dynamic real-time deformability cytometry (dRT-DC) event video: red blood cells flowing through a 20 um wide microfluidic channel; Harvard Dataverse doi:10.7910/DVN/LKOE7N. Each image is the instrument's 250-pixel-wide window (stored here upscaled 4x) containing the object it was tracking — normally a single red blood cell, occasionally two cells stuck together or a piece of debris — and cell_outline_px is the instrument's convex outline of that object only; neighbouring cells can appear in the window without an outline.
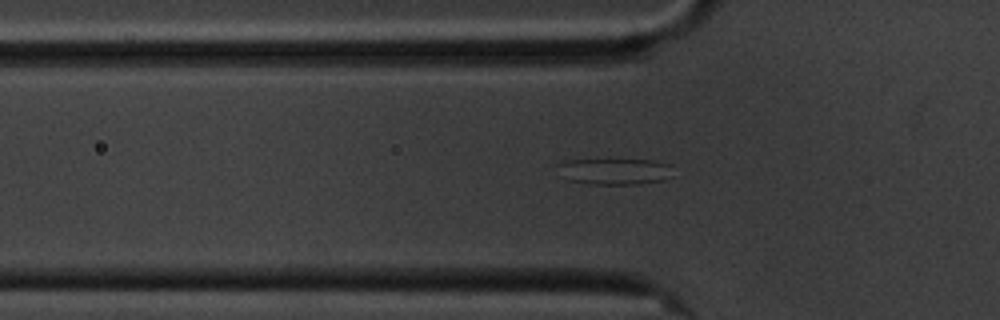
{"species": "common noctule bat (a hibernating species)", "species_latin": "Nyctalus noctula", "temperature_condition": "cold", "stored_images_in_passage": 42, "camera_frame_rate_fps": 3000, "um_per_image_px": 0.085, "animal": {"sex": "male", "body_mass_g": 20.1, "forearm_length_mm": 53.5}, "frame": {"image": 1, "passage_image": 4, "time_ms": 1.0, "image_size_px": [1000, 320], "cell_outline_px": [[672, 176], [664, 180], [636, 184], [588, 184], [568, 180], [556, 164], [568, 160], [608, 156], [652, 160], [672, 164]], "centroid_in_image_um": [52.28, 14.5], "position_along_channel_um": 73.5, "area_um2": 18.79}}
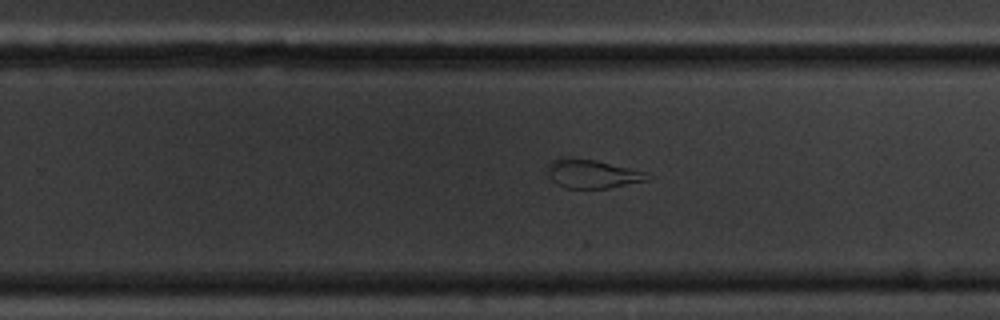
{"frame": {"image": 2, "passage_image": 22, "time_ms": 7.0, "image_size_px": [1000, 320], "cell_outline_px": [[656, 176], [648, 180], [608, 188], [564, 188], [556, 184], [552, 180], [548, 172], [548, 164], [552, 160], [596, 160], [644, 172]], "centroid_in_image_um": [50.41, 14.82], "position_along_channel_um": 279.4, "area_um2": 16.13}}
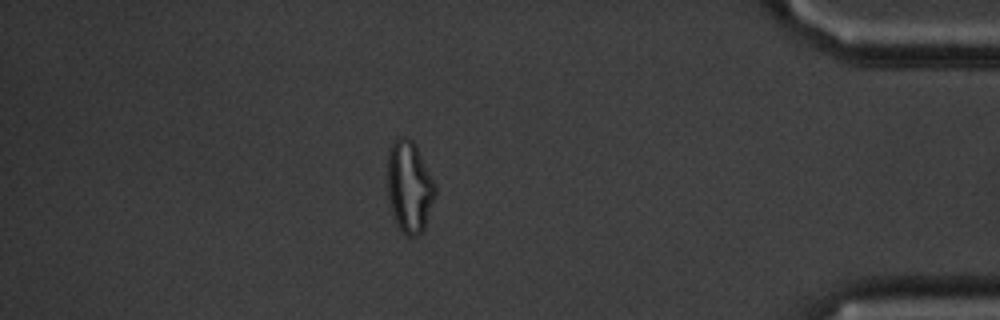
{"frame": {"image": 3, "passage_image": 36, "time_ms": 11.667, "image_size_px": [1000, 320], "cell_outline_px": [[436, 196], [424, 228], [416, 236], [408, 236], [396, 224], [392, 212], [388, 196], [388, 148], [396, 136], [408, 136], [412, 140], [436, 184]], "centroid_in_image_um": [34.79, 15.84], "position_along_channel_um": 400.4, "area_um2": 25.49}}